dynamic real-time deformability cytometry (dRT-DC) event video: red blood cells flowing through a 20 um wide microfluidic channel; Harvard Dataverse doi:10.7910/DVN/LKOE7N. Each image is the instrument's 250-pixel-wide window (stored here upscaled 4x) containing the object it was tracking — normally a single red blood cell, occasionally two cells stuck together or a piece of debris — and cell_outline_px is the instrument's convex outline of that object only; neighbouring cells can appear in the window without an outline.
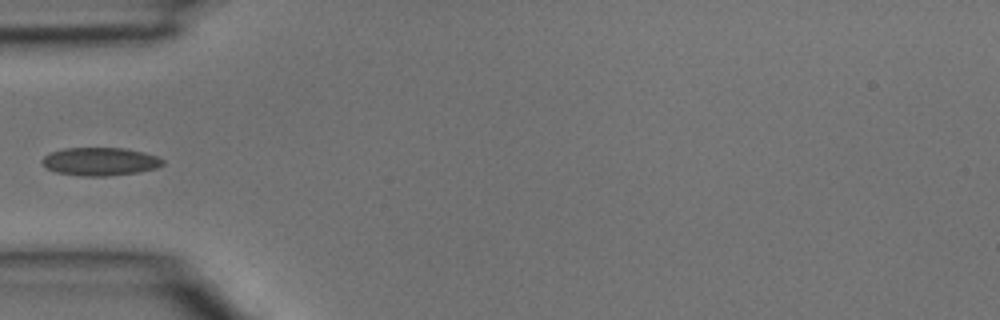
{"species": "common noctule bat (a hibernating species)", "species_latin": "Nyctalus noctula", "temperature_condition": "room temperature", "stored_images_in_passage": 4, "camera_frame_rate_fps": 3000, "um_per_image_px": 0.085, "animal": {"sex": "male", "body_mass_g": 15.6}, "frame": {"image": 1, "passage_image": 4, "time_ms": 1.0, "image_size_px": [1000, 320], "cell_outline_px": [[164, 164], [156, 168], [136, 172], [108, 176], [80, 176], [56, 172], [48, 168], [40, 160], [48, 152], [64, 148], [124, 148], [144, 152], [156, 156], [164, 160]], "centroid_in_image_um": [8.49, 13.72], "position_along_channel_um": 76.5, "area_um2": 19.77}}